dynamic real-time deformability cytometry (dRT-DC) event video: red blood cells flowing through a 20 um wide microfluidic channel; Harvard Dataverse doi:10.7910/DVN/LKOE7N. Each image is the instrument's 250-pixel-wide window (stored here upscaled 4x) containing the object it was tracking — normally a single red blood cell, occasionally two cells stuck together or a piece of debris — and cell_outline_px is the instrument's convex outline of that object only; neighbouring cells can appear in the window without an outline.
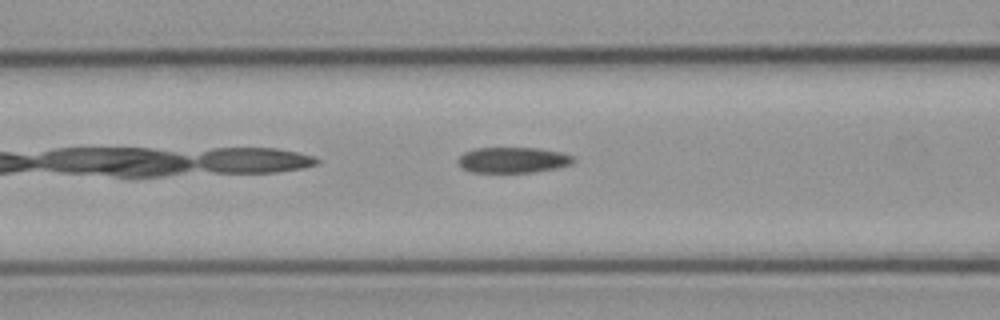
{"species": "common noctule bat (a hibernating species)", "species_latin": "Nyctalus noctula", "temperature_condition": "cold", "stored_images_in_passage": 4, "camera_frame_rate_fps": 3000, "um_per_image_px": 0.085, "animal": {"sex": "male", "body_mass_g": 23.1, "forearm_length_mm": 52.7}, "frame": {"image": 1, "passage_image": 4, "time_ms": 5.0, "image_size_px": [1000, 320], "cell_outline_px": [[576, 160], [572, 164], [556, 168], [532, 172], [472, 172], [460, 168], [460, 156], [464, 152], [476, 148], [536, 148], [560, 152], [572, 156]], "centroid_in_image_um": [43.61, 13.6], "position_along_channel_um": 123.0, "area_um2": 17.11}}